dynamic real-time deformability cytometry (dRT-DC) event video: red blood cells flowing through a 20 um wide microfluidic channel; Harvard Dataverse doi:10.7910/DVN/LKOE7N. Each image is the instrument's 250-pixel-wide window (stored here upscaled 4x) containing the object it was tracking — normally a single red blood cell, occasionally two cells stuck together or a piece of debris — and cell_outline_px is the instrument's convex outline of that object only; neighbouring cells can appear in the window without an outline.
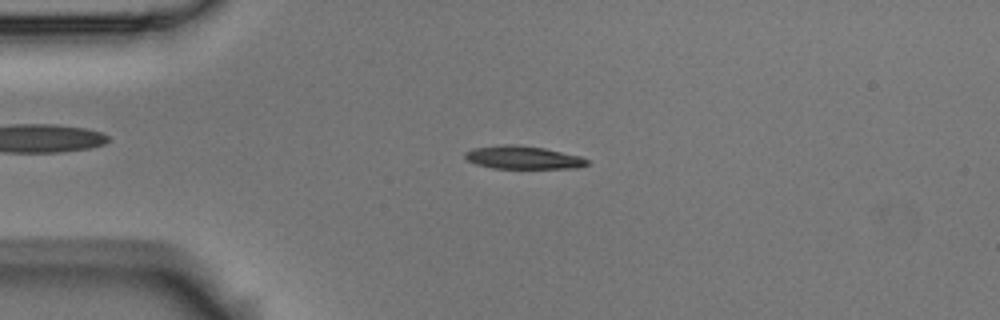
{"species": "Egyptian fruit bat (a non-hibernating species)", "species_latin": "Rousettus aegyptiacus", "temperature_condition": "room temperature", "stored_images_in_passage": 56, "camera_frame_rate_fps": 3000, "um_per_image_px": 0.085, "animal": {"sex": "male"}, "frame": {"image": 1, "passage_image": 13, "time_ms": 4.0, "image_size_px": [1000, 320], "cell_outline_px": [[588, 164], [576, 168], [492, 168], [476, 164], [468, 160], [464, 156], [464, 152], [472, 148], [504, 144], [516, 144], [544, 148], [580, 156], [588, 160]], "centroid_in_image_um": [44.42, 13.38], "position_along_channel_um": 40.6, "area_um2": 16.36}}
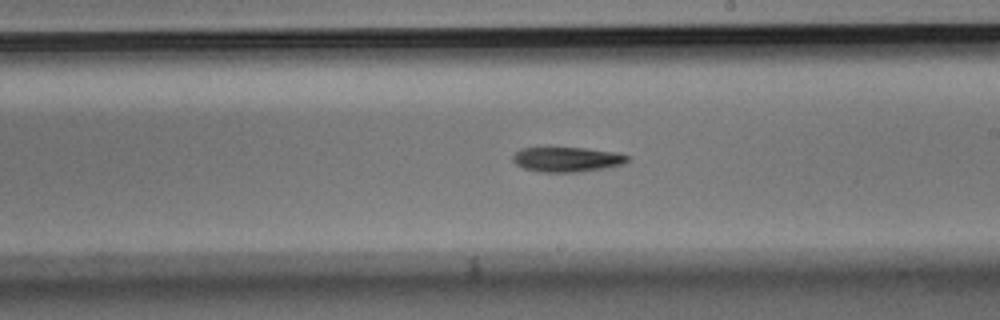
{"frame": {"image": 2, "passage_image": 32, "time_ms": 10.333, "image_size_px": [1000, 320], "cell_outline_px": [[628, 164], [604, 168], [576, 172], [540, 172], [524, 168], [516, 164], [512, 160], [512, 156], [520, 148], [584, 148], [616, 152], [628, 156]], "centroid_in_image_um": [48.21, 13.55], "position_along_channel_um": 240.8, "area_um2": 16.59}}
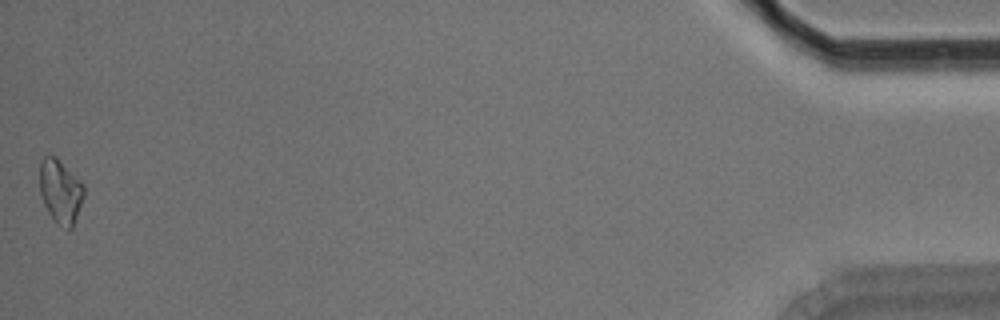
{"frame": {"image": 3, "passage_image": 56, "time_ms": 18.333, "image_size_px": [1000, 320], "cell_outline_px": [[84, 196], [72, 228], [68, 228], [56, 224], [52, 220], [40, 196], [40, 160], [48, 152], [56, 156], [84, 184]], "centroid_in_image_um": [5.12, 16.22], "position_along_channel_um": 430.1, "area_um2": 16.7}, "authors_computed_cell_mechanics": {"area_um2": 16.5308, "velocity_mm_per_s": 3.5611, "shape_relaxation_time_tau1_ms": 3.9568, "shape_relaxation_time_tau2_ms": null, "deformation_change_tau1": 0.141, "deformation_change_tau2": null}}